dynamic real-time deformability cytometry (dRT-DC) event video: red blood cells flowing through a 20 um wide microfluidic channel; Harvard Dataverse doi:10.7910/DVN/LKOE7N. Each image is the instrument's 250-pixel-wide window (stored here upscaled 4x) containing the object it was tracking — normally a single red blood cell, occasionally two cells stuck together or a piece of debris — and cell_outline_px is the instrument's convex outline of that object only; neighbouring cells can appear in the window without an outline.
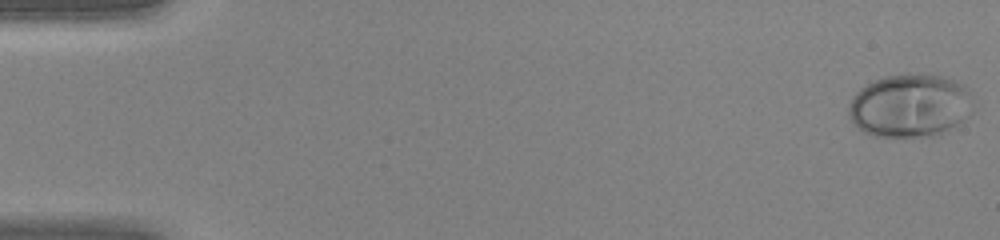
{"species": "human", "species_latin": "Homo sapiens", "temperature_condition": "warm", "stored_images_in_passage": 45, "camera_frame_rate_fps": 3000, "um_per_image_px": 0.085, "donor": {"sex": "female"}, "frame": {"image": 1, "passage_image": 1, "time_ms": 0.0, "image_size_px": [1000, 240], "cell_outline_px": [[972, 112], [968, 116], [940, 136], [872, 136], [864, 132], [848, 116], [848, 108], [852, 96], [864, 84], [872, 80], [884, 76], [908, 72], [944, 76], [964, 84], [968, 88]], "centroid_in_image_um": [77.34, 8.95], "position_along_channel_um": 7.7, "area_um2": 46.41}}
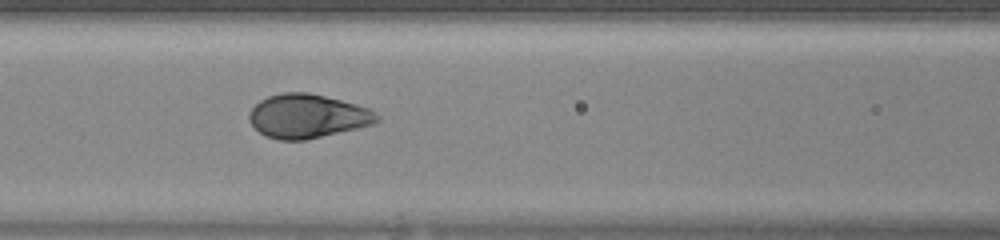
{"frame": {"image": 2, "passage_image": 20, "time_ms": 6.333, "image_size_px": [1000, 240], "cell_outline_px": [[380, 120], [372, 124], [356, 128], [304, 140], [280, 140], [264, 136], [248, 120], [248, 112], [260, 100], [268, 96], [284, 92], [308, 92], [356, 104], [368, 108], [376, 112], [380, 116]], "centroid_in_image_um": [26.11, 9.86], "position_along_channel_um": 140.5, "area_um2": 32.48}}
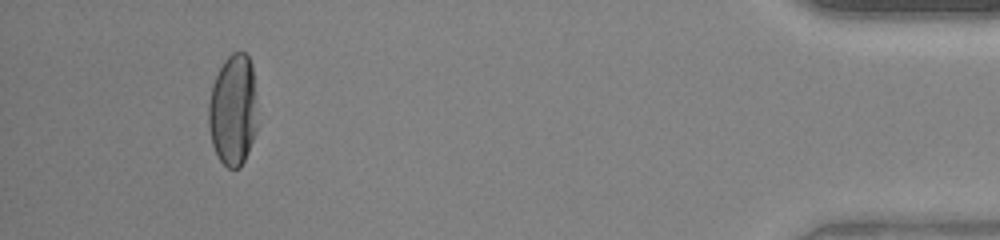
{"frame": {"image": 3, "passage_image": 42, "time_ms": 13.667, "image_size_px": [1000, 240], "cell_outline_px": [[256, 132], [248, 152], [240, 168], [228, 168], [220, 160], [212, 144], [208, 124], [208, 104], [212, 84], [224, 60], [232, 52], [244, 52], [248, 56], [252, 64], [256, 128]], "centroid_in_image_um": [19.78, 9.37], "position_along_channel_um": 415.4, "area_um2": 31.39}}